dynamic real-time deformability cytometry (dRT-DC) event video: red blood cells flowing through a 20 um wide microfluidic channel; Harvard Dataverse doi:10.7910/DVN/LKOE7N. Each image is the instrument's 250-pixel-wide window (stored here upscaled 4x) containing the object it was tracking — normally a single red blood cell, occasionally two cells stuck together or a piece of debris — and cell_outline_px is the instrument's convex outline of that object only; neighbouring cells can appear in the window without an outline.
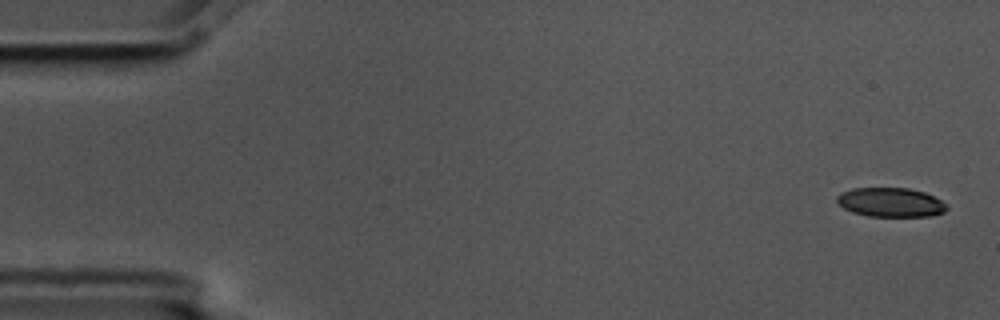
{"species": "common noctule bat (a hibernating species)", "species_latin": "Nyctalus noctula", "temperature_condition": "cold", "stored_images_in_passage": 5, "camera_frame_rate_fps": 3000, "um_per_image_px": 0.085, "animal": {"sex": "male", "body_mass_g": 17.5, "forearm_length_mm": 52.3}, "frame": {"image": 1, "passage_image": 1, "time_ms": 0.0, "image_size_px": [1000, 320], "cell_outline_px": [[948, 208], [944, 212], [932, 216], [868, 216], [852, 212], [844, 208], [836, 200], [836, 196], [840, 192], [852, 188], [908, 188], [924, 192], [948, 204]], "centroid_in_image_um": [75.7, 17.19], "position_along_channel_um": 9.3, "area_um2": 18.73}}
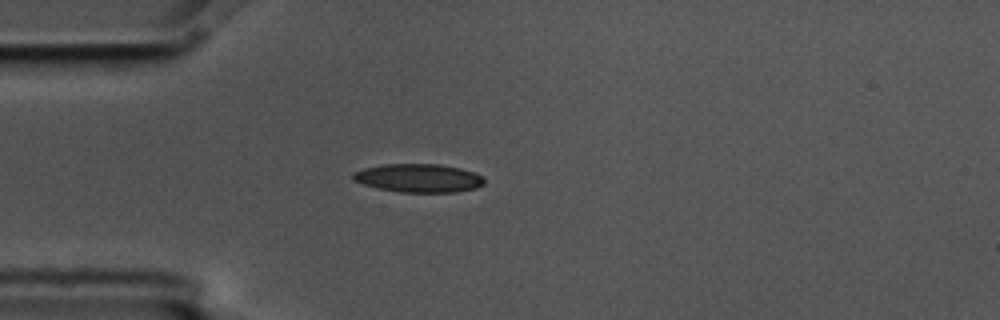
{"frame": {"image": 2, "passage_image": 5, "time_ms": 1.333, "image_size_px": [1000, 320], "cell_outline_px": [[484, 184], [476, 188], [456, 192], [400, 192], [380, 188], [364, 184], [352, 180], [352, 172], [364, 168], [384, 164], [440, 164], [460, 168], [476, 172], [484, 176]], "centroid_in_image_um": [35.61, 15.13], "position_along_channel_um": 49.4, "area_um2": 21.85}}